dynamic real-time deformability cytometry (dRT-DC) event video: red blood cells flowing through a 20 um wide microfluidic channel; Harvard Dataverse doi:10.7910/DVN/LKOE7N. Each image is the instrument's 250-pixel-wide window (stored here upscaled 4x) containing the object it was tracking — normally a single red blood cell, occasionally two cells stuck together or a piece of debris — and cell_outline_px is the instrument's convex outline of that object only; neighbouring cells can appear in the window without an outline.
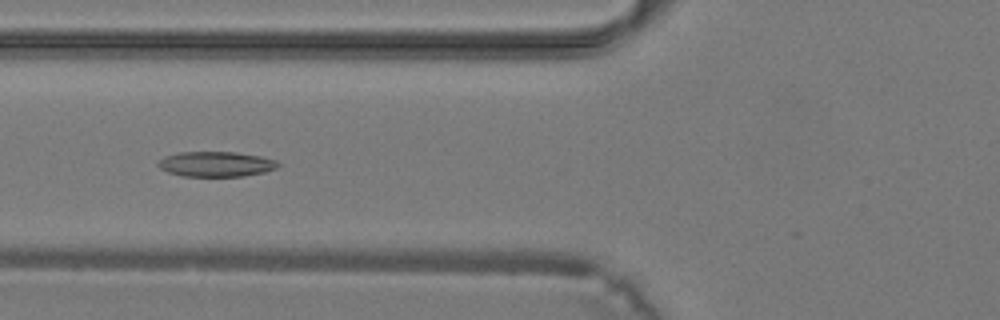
{"species": "common noctule bat (a hibernating species)", "species_latin": "Nyctalus noctula", "temperature_condition": "warm", "stored_images_in_passage": 37, "camera_frame_rate_fps": 3000, "um_per_image_px": 0.085, "animal": {"sex": "male", "body_mass_g": 19.2, "forearm_length_mm": 51.8}, "frame": {"image": 1, "passage_image": 16, "time_ms": 5.0, "image_size_px": [1000, 320], "cell_outline_px": [[280, 164], [276, 168], [264, 172], [244, 176], [180, 176], [168, 172], [160, 168], [156, 164], [164, 156], [180, 152], [236, 152], [260, 156], [276, 160]], "centroid_in_image_um": [18.35, 13.95], "position_along_channel_um": 107.5, "area_um2": 17.57}}
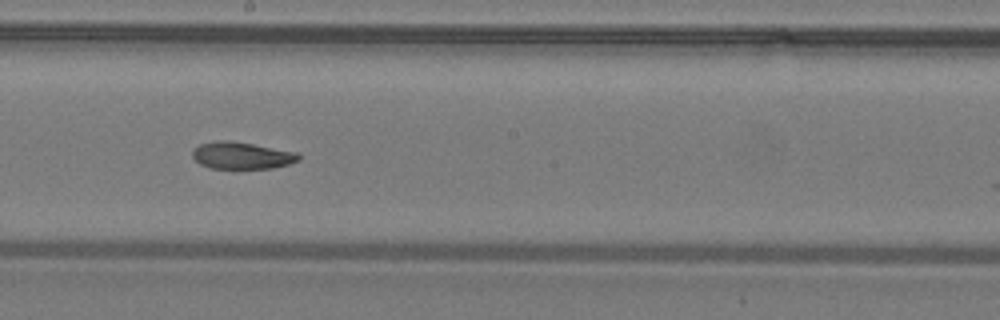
{"frame": {"image": 2, "passage_image": 23, "time_ms": 7.333, "image_size_px": [1000, 320], "cell_outline_px": [[300, 160], [288, 164], [272, 168], [212, 168], [200, 164], [192, 156], [192, 152], [200, 144], [216, 140], [228, 140], [252, 144], [296, 152], [300, 156]], "centroid_in_image_um": [20.54, 13.21], "position_along_channel_um": 227.7, "area_um2": 16.47}}
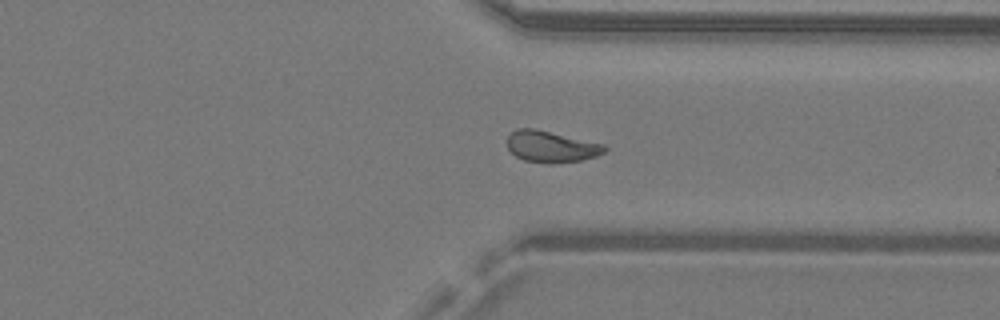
{"frame": {"image": 3, "passage_image": 31, "time_ms": 10.0, "image_size_px": [1000, 320], "cell_outline_px": [[608, 148], [604, 152], [596, 156], [580, 160], [548, 164], [524, 160], [516, 156], [508, 148], [508, 136], [516, 128], [536, 128], [604, 144]], "centroid_in_image_um": [46.85, 12.45], "position_along_channel_um": 364.6, "area_um2": 17.8}}